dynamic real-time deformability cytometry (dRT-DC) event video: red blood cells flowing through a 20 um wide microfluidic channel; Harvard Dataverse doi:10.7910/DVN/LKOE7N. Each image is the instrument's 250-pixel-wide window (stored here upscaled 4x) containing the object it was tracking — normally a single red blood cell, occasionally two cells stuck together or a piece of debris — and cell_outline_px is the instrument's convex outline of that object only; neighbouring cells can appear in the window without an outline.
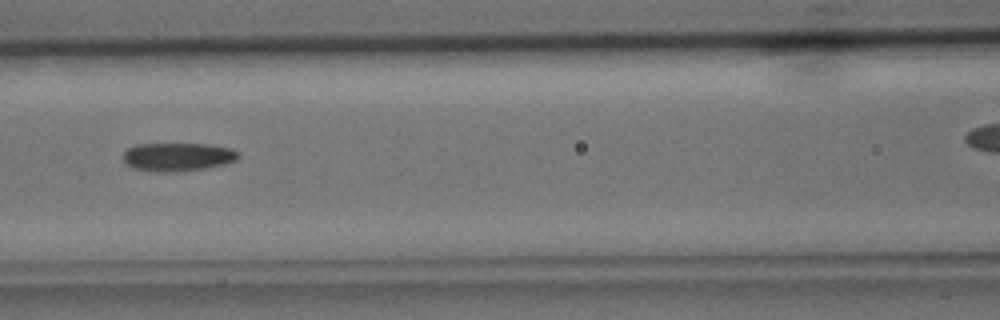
{"species": "common noctule bat (a hibernating species)", "species_latin": "Nyctalus noctula", "temperature_condition": "cold", "stored_images_in_passage": 39, "camera_frame_rate_fps": 3000, "um_per_image_px": 0.085, "animal": {"sex": "male", "body_mass_g": 15.6}, "frame": {"image": 1, "passage_image": 21, "time_ms": 6.667, "image_size_px": [1000, 320], "cell_outline_px": [[240, 156], [236, 160], [224, 164], [204, 168], [164, 172], [152, 172], [132, 168], [124, 160], [124, 152], [128, 148], [136, 144], [208, 144], [232, 148]], "centroid_in_image_um": [15.09, 13.33], "position_along_channel_um": 151.5, "area_um2": 18.9}}
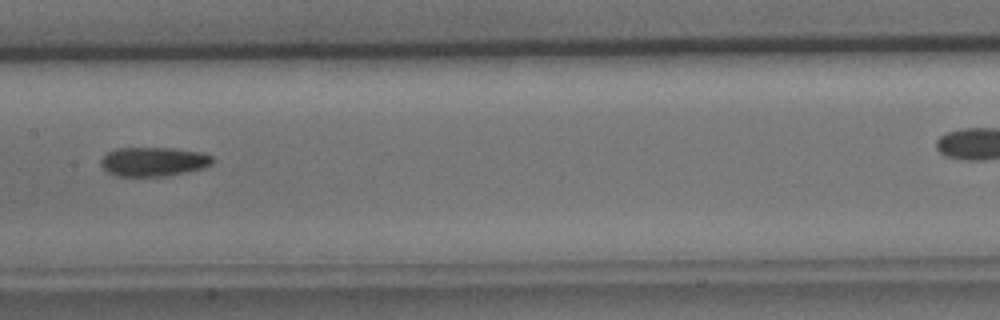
{"frame": {"image": 2, "passage_image": 24, "time_ms": 7.667, "image_size_px": [1000, 320], "cell_outline_px": [[212, 164], [204, 168], [164, 176], [116, 176], [108, 172], [100, 164], [100, 160], [108, 152], [116, 148], [172, 148], [200, 152], [212, 156]], "centroid_in_image_um": [13.03, 13.74], "position_along_channel_um": 194.4, "area_um2": 18.84}}
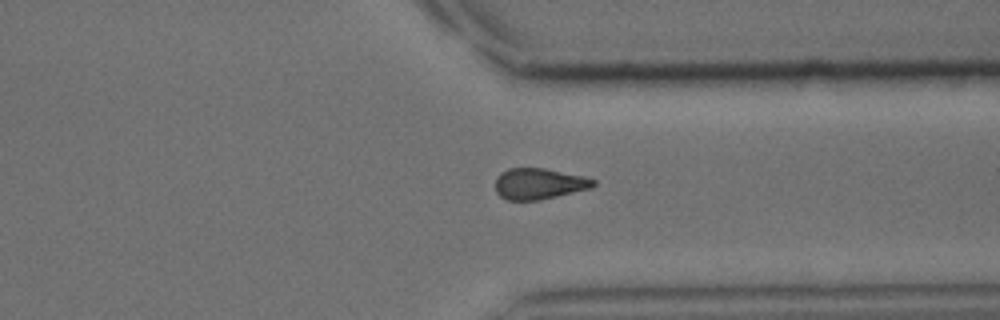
{"frame": {"image": 3, "passage_image": 36, "time_ms": 11.667, "image_size_px": [1000, 320], "cell_outline_px": [[596, 184], [592, 188], [540, 200], [508, 200], [500, 196], [496, 192], [496, 176], [500, 172], [508, 168], [544, 168], [584, 176], [596, 180]], "centroid_in_image_um": [45.82, 15.61], "position_along_channel_um": 365.6, "area_um2": 17.86}}